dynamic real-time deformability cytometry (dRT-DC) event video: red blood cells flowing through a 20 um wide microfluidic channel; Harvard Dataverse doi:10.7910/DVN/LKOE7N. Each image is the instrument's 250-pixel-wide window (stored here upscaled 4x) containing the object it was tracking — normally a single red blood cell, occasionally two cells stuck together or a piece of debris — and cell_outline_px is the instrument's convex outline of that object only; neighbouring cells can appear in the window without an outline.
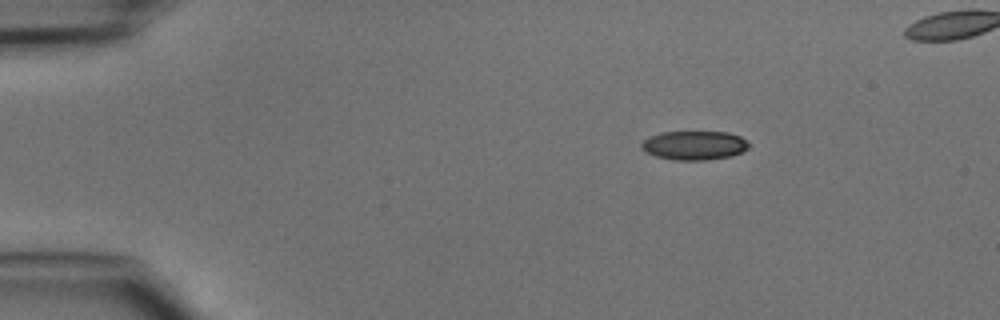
{"species": "common noctule bat (a hibernating species)", "species_latin": "Nyctalus noctula", "temperature_condition": "cold", "stored_images_in_passage": 39, "camera_frame_rate_fps": 3000, "um_per_image_px": 0.085, "animal": {"sex": "male", "body_mass_g": 15.6}, "frame": {"image": 1, "passage_image": 1, "time_ms": 0.0, "image_size_px": [1000, 320], "cell_outline_px": [[748, 148], [732, 156], [708, 160], [672, 160], [656, 156], [644, 152], [640, 148], [640, 144], [644, 140], [660, 132], [728, 132], [740, 136], [748, 140]], "centroid_in_image_um": [59.0, 12.36], "position_along_channel_um": 26.0, "area_um2": 18.26}}
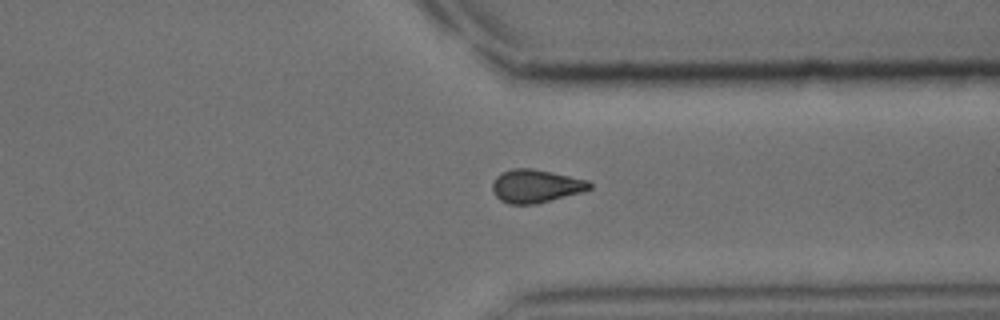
{"frame": {"image": 2, "passage_image": 30, "time_ms": 9.667, "image_size_px": [1000, 320], "cell_outline_px": [[592, 188], [580, 192], [536, 204], [508, 204], [500, 200], [492, 192], [492, 184], [496, 176], [500, 172], [512, 168], [532, 168], [552, 172], [588, 180], [592, 184]], "centroid_in_image_um": [45.5, 15.81], "position_along_channel_um": 365.9, "area_um2": 18.84}}
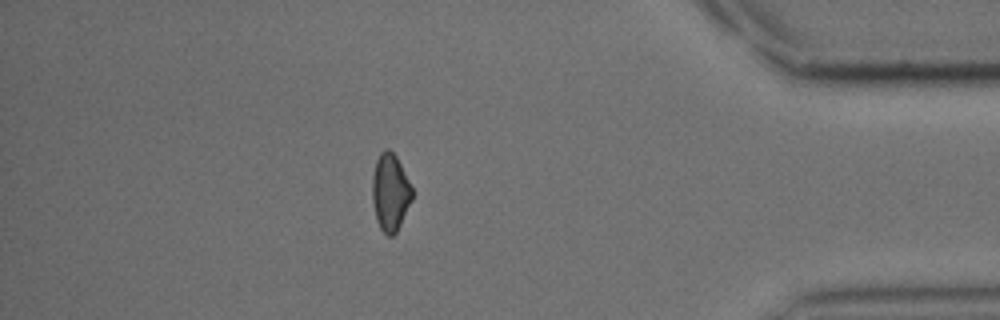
{"frame": {"image": 3, "passage_image": 35, "time_ms": 11.333, "image_size_px": [1000, 320], "cell_outline_px": [[412, 200], [396, 232], [392, 236], [388, 236], [380, 228], [376, 220], [372, 200], [372, 176], [376, 160], [380, 152], [384, 148], [388, 148], [396, 156], [412, 188]], "centroid_in_image_um": [33.15, 16.33], "position_along_channel_um": 402.1, "area_um2": 17.86}}